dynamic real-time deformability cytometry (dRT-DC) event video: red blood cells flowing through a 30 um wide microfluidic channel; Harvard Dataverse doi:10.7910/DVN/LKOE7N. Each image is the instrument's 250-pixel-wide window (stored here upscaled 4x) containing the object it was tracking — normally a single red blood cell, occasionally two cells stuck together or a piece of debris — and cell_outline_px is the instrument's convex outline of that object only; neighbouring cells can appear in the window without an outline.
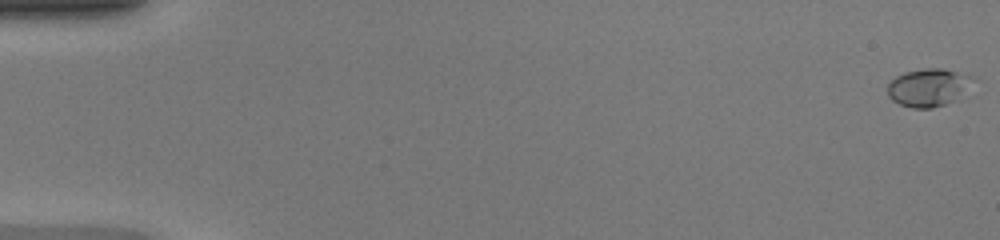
{"species": "common noctule bat (a hibernating species)", "species_latin": "Nyctalus noctula", "temperature_condition": "warm", "stored_images_in_passage": 49, "camera_frame_rate_fps": 3000, "um_per_image_px": 0.085, "animal": {"sex": "female", "body_mass_g": 20.0, "forearm_length_mm": 54.0}, "frame": {"image": 1, "passage_image": 1, "time_ms": 0.0, "image_size_px": [1000, 240], "cell_outline_px": [[972, 76], [968, 96], [932, 108], [912, 108], [900, 104], [892, 100], [888, 96], [888, 84], [896, 76], [904, 72], [924, 68], [944, 68]], "centroid_in_image_um": [78.95, 7.44], "position_along_channel_um": 6.0, "area_um2": 19.13}}
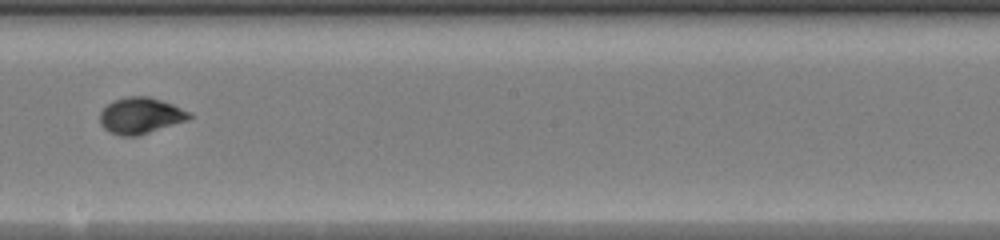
{"frame": {"image": 2, "passage_image": 29, "time_ms": 9.333, "image_size_px": [1000, 240], "cell_outline_px": [[192, 116], [188, 120], [136, 136], [120, 136], [108, 132], [100, 124], [100, 112], [112, 100], [128, 96], [148, 96], [172, 104], [192, 112]], "centroid_in_image_um": [11.93, 9.83], "position_along_channel_um": 236.3, "area_um2": 18.9}}
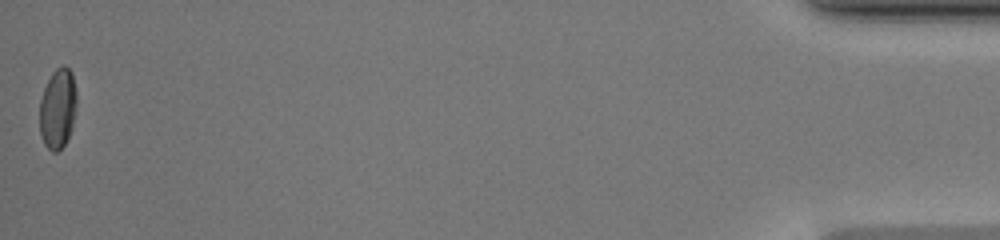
{"frame": {"image": 3, "passage_image": 49, "time_ms": 16.0, "image_size_px": [1000, 240], "cell_outline_px": [[76, 108], [72, 128], [64, 144], [56, 152], [52, 152], [44, 144], [40, 132], [40, 100], [44, 88], [52, 72], [56, 68], [64, 64], [72, 72], [76, 88]], "centroid_in_image_um": [4.92, 9.19], "position_along_channel_um": 430.3, "area_um2": 17.34}, "authors_computed_cell_mechanics": {"area_um2": 17.918, "velocity_mm_per_s": 4.3056, "shape_relaxation_time_tau1_ms": 3.6825, "shape_relaxation_time_tau2_ms": 0.7542, "deformation_change_tau1": 0.1872, "deformation_change_tau2": 0.044}}